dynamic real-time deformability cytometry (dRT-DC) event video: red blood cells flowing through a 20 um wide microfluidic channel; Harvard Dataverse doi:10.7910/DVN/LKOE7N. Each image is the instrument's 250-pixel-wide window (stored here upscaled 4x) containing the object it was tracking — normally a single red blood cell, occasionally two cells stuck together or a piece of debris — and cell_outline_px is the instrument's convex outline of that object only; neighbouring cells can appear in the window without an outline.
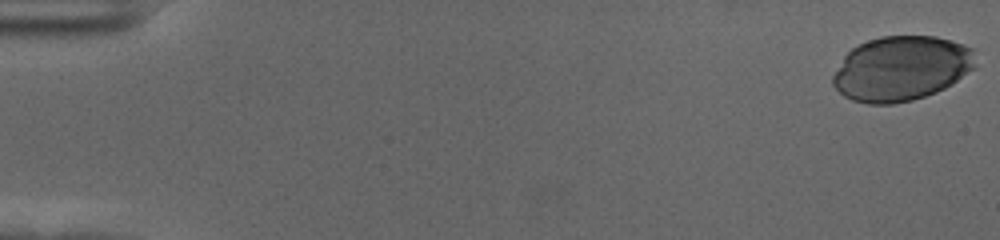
{"species": "human", "species_latin": "Homo sapiens", "temperature_condition": "cold", "stored_images_in_passage": 57, "camera_frame_rate_fps": 3000, "um_per_image_px": 0.085, "donor": {"sex": "female"}, "frame": {"image": 1, "passage_image": 1, "time_ms": 0.0, "image_size_px": [1000, 240], "cell_outline_px": [[976, 68], [952, 84], [936, 92], [912, 100], [892, 104], [868, 104], [852, 100], [844, 96], [832, 84], [832, 76], [844, 56], [852, 48], [868, 40], [880, 36], [936, 36], [952, 40], [964, 44], [972, 48]], "centroid_in_image_um": [76.62, 5.82], "position_along_channel_um": 8.4, "area_um2": 53.99}}
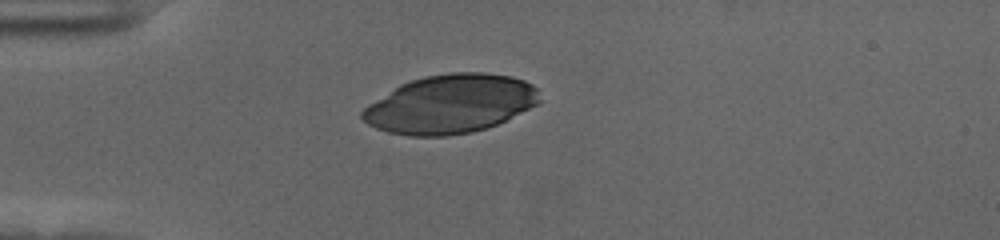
{"frame": {"image": 2, "passage_image": 16, "time_ms": 5.0, "image_size_px": [1000, 240], "cell_outline_px": [[540, 104], [488, 128], [472, 132], [448, 136], [408, 136], [388, 132], [376, 128], [368, 124], [360, 116], [360, 112], [368, 104], [400, 84], [424, 76], [452, 72], [484, 72], [512, 76], [524, 80], [540, 88]], "centroid_in_image_um": [38.32, 8.84], "position_along_channel_um": 46.7, "area_um2": 61.09}}